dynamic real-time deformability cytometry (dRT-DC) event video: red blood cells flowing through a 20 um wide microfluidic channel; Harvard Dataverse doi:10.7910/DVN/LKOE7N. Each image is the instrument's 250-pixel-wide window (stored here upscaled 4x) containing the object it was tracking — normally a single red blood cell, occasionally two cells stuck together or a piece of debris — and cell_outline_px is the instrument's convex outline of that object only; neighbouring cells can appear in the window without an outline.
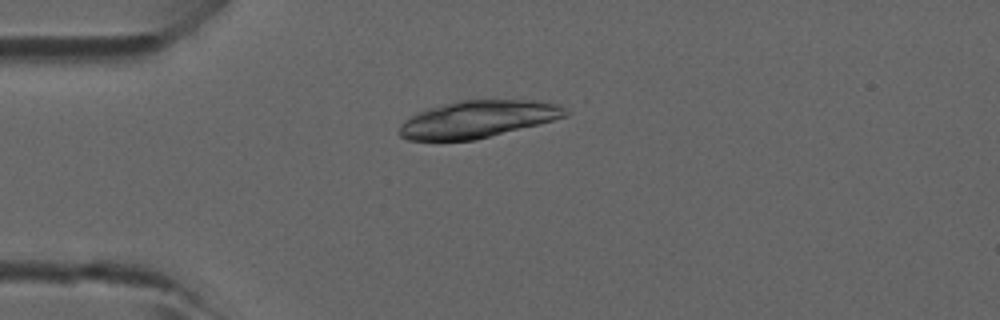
{"species": "common noctule bat (a hibernating species)", "species_latin": "Nyctalus noctula", "temperature_condition": "room temperature", "stored_images_in_passage": 3, "camera_frame_rate_fps": 3000, "um_per_image_px": 0.085, "animal": {"sex": "male", "forearm_length_mm": 52.5}, "frame": {"image": 1, "passage_image": 3, "time_ms": 0.667, "image_size_px": [1000, 320], "cell_outline_px": [[568, 116], [476, 140], [408, 140], [400, 136], [396, 132], [416, 112], [428, 108], [460, 100], [536, 100], [560, 104], [568, 112]], "centroid_in_image_um": [40.63, 10.12], "position_along_channel_um": 44.4, "area_um2": 35.66}}